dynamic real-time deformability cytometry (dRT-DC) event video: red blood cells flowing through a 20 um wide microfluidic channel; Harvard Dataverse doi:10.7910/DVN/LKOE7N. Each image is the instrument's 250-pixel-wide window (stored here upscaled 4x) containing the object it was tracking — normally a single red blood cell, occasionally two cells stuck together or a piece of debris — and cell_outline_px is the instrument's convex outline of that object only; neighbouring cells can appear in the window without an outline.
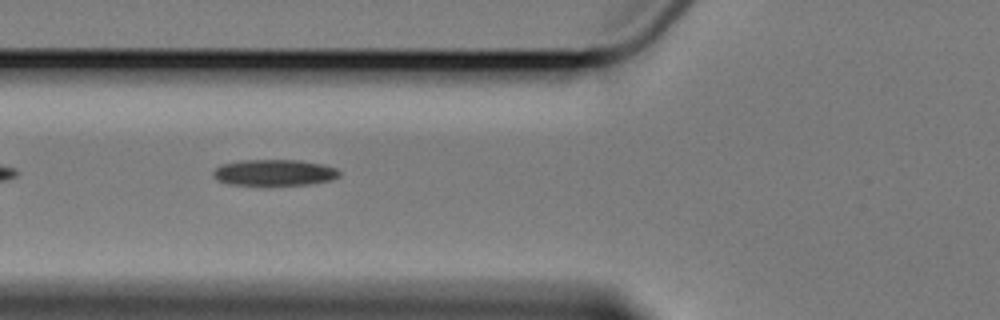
{"species": "Egyptian fruit bat (a non-hibernating species)", "species_latin": "Rousettus aegyptiacus", "temperature_condition": "cold", "stored_images_in_passage": 8, "camera_frame_rate_fps": 3000, "um_per_image_px": 0.085, "animal": {"sex": "female"}, "frame": {"image": 1, "passage_image": 3, "time_ms": 2.333, "image_size_px": [1000, 320], "cell_outline_px": [[340, 176], [332, 180], [308, 184], [268, 188], [232, 184], [216, 180], [212, 176], [212, 172], [220, 164], [240, 160], [300, 160], [320, 164], [336, 168], [340, 172]], "centroid_in_image_um": [23.27, 14.71], "position_along_channel_um": 102.5, "area_um2": 20.17}}
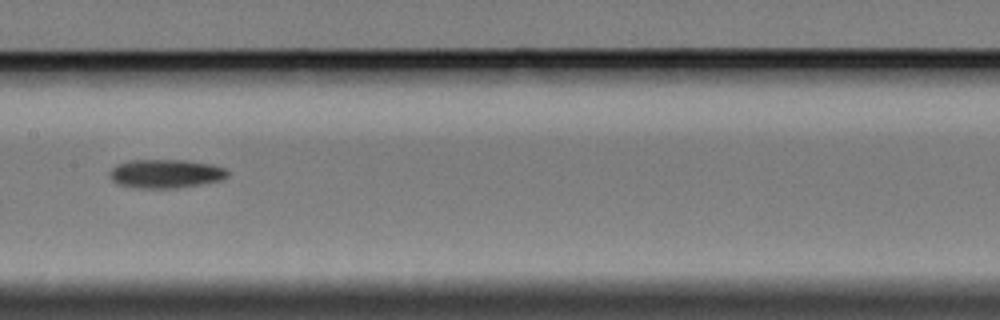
{"frame": {"image": 2, "passage_image": 5, "time_ms": 5.0, "image_size_px": [1000, 320], "cell_outline_px": [[228, 176], [220, 180], [200, 184], [176, 188], [140, 188], [120, 184], [112, 180], [108, 176], [108, 172], [116, 164], [132, 160], [184, 160], [212, 164], [224, 168], [228, 172]], "centroid_in_image_um": [14.06, 14.75], "position_along_channel_um": 193.3, "area_um2": 19.65}}
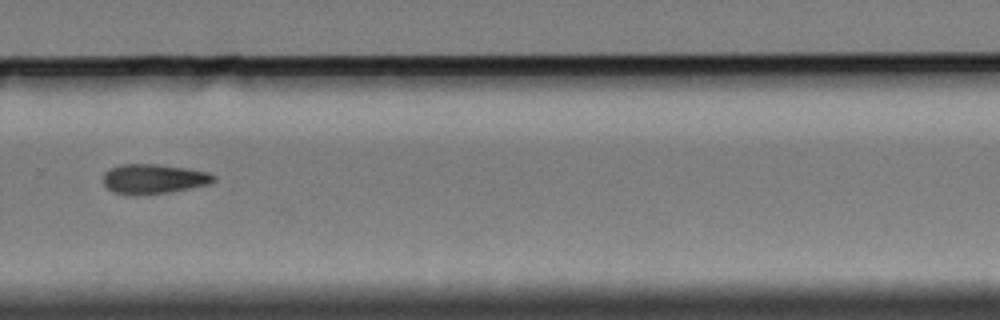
{"frame": {"image": 3, "passage_image": 8, "time_ms": 8.667, "image_size_px": [1000, 320], "cell_outline_px": [[216, 180], [208, 184], [172, 192], [136, 196], [128, 196], [112, 192], [104, 184], [104, 172], [120, 164], [156, 164], [188, 168], [208, 172], [216, 176]], "centroid_in_image_um": [13.05, 15.22], "position_along_channel_um": 316.7, "area_um2": 19.42}}